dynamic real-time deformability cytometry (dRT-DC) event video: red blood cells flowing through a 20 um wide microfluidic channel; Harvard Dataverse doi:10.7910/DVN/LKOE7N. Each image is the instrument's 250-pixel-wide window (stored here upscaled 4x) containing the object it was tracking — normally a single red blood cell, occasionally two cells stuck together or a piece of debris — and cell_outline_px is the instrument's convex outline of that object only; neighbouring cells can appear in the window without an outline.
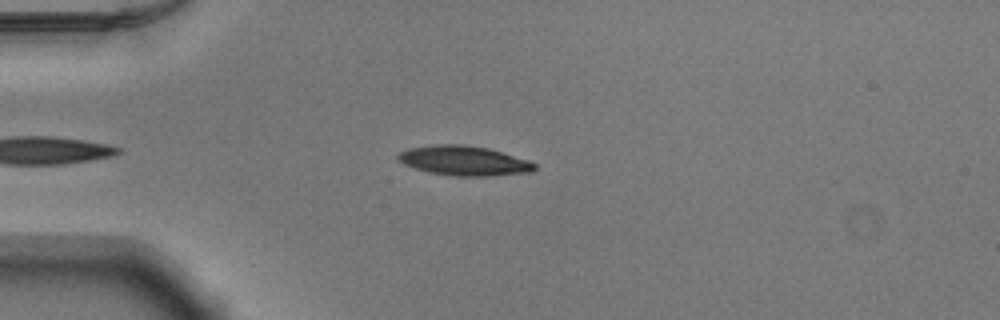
{"species": "Egyptian fruit bat (a non-hibernating species)", "species_latin": "Rousettus aegyptiacus", "temperature_condition": "warm", "stored_images_in_passage": 38, "camera_frame_rate_fps": 3000, "um_per_image_px": 0.085, "animal": {"sex": "male"}, "frame": {"image": 1, "passage_image": 3, "time_ms": 0.667, "image_size_px": [1000, 320], "cell_outline_px": [[536, 168], [532, 172], [488, 176], [456, 176], [432, 172], [416, 168], [404, 164], [396, 160], [396, 156], [400, 152], [408, 148], [432, 144], [464, 144], [488, 148], [528, 160], [536, 164]], "centroid_in_image_um": [39.43, 13.65], "position_along_channel_um": 45.6, "area_um2": 23.58}}
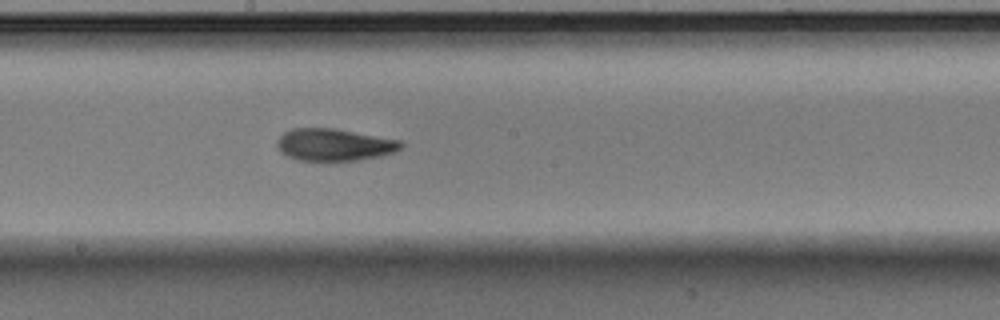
{"frame": {"image": 2, "passage_image": 18, "time_ms": 5.667, "image_size_px": [1000, 320], "cell_outline_px": [[404, 148], [380, 156], [356, 160], [296, 160], [288, 156], [276, 144], [276, 140], [284, 132], [292, 128], [336, 128], [400, 140], [404, 144]], "centroid_in_image_um": [28.43, 12.28], "position_along_channel_um": 219.8, "area_um2": 23.12}}
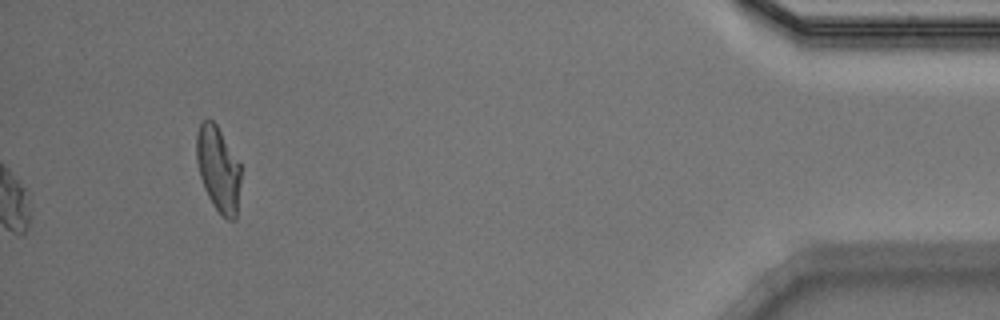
{"frame": {"image": 3, "passage_image": 38, "time_ms": 12.333, "image_size_px": [1000, 320], "cell_outline_px": [[240, 180], [236, 220], [228, 220], [212, 204], [204, 188], [200, 176], [196, 160], [196, 132], [200, 120], [212, 120], [216, 124], [240, 164]], "centroid_in_image_um": [18.53, 14.35], "position_along_channel_um": 416.7, "area_um2": 21.91}, "authors_computed_cell_mechanics": {"area_um2": 23.12, "velocity_mm_per_s": 3.9086, "shape_relaxation_time_tau1_ms": 3.8555, "shape_relaxation_time_tau2_ms": 3.0023, "deformation_change_tau1": 0.1596, "deformation_change_tau2": 0.1037}}